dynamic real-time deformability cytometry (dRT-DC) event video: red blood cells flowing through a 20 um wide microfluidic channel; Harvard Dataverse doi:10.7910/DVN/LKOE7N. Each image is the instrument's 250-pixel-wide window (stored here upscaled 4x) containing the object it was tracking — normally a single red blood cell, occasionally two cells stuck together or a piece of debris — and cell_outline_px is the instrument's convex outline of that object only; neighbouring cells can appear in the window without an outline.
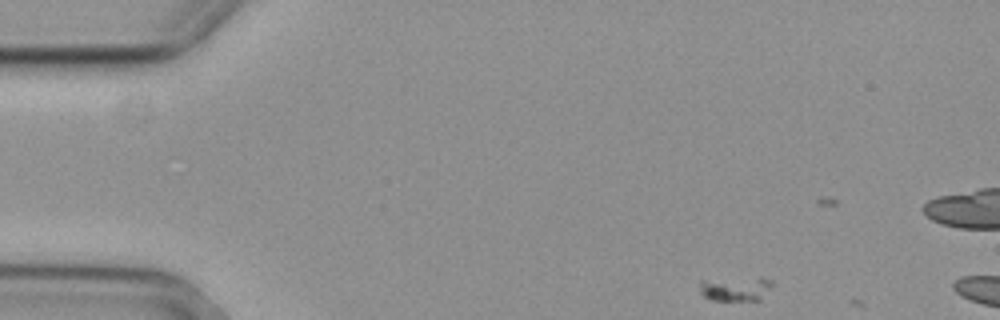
{"species": "common noctule bat (a hibernating species)", "species_latin": "Nyctalus noctula", "temperature_condition": "cold", "stored_images_in_passage": 5, "camera_frame_rate_fps": 3000, "um_per_image_px": 0.085, "animal": {"sex": "female", "body_mass_g": 29.2, "forearm_length_mm": 56.3}, "frame": {"image": 1, "passage_image": 1, "time_ms": 0.0, "image_size_px": [1000, 320], "cell_outline_px": [[776, 284], [760, 300], [712, 300], [704, 296], [700, 292], [700, 280], [760, 276], [772, 280]], "centroid_in_image_um": [62.6, 24.51], "position_along_channel_um": 22.4, "area_um2": 10.75}}